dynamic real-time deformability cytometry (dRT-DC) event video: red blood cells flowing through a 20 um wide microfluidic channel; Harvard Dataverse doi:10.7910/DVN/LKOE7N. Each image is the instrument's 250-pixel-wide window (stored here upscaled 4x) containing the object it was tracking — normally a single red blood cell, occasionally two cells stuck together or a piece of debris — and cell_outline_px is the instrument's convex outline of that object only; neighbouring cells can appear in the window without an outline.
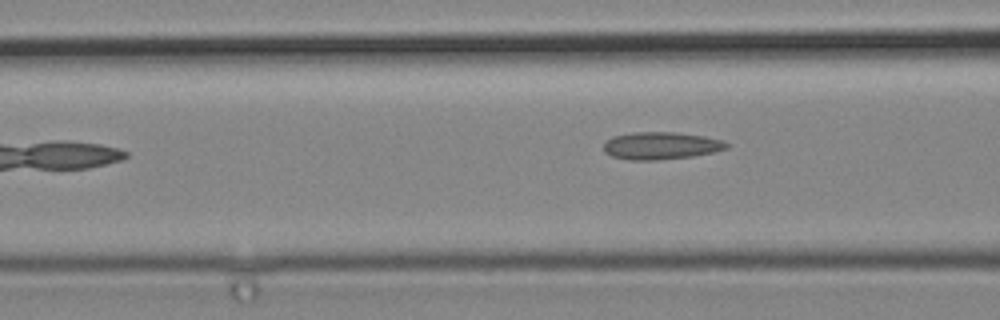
{"species": "common noctule bat (a hibernating species)", "species_latin": "Nyctalus noctula", "temperature_condition": "cold", "stored_images_in_passage": 7, "camera_frame_rate_fps": 3000, "um_per_image_px": 0.085, "animal": {"sex": "male", "body_mass_g": 19.2, "forearm_length_mm": 51.8}, "frame": {"image": 1, "passage_image": 5, "time_ms": 1.333, "image_size_px": [1000, 320], "cell_outline_px": [[728, 148], [716, 152], [692, 156], [656, 160], [628, 160], [612, 156], [604, 152], [604, 144], [612, 136], [632, 132], [676, 132], [704, 136], [724, 140], [728, 144]], "centroid_in_image_um": [56.2, 12.38], "position_along_channel_um": 110.4, "area_um2": 19.77}}
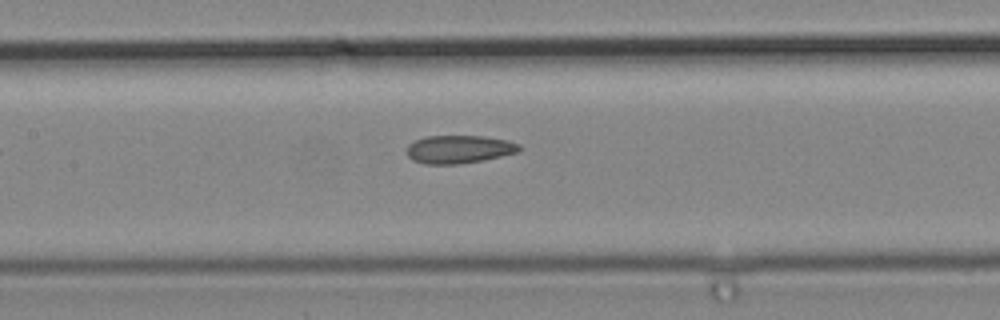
{"frame": {"image": 2, "passage_image": 7, "time_ms": 2.0, "image_size_px": [1000, 320], "cell_outline_px": [[524, 148], [520, 152], [484, 160], [460, 164], [424, 164], [412, 160], [408, 156], [408, 144], [416, 140], [428, 136], [484, 136], [508, 140], [520, 144]], "centroid_in_image_um": [39.08, 12.69], "position_along_channel_um": 168.3, "area_um2": 18.61}}